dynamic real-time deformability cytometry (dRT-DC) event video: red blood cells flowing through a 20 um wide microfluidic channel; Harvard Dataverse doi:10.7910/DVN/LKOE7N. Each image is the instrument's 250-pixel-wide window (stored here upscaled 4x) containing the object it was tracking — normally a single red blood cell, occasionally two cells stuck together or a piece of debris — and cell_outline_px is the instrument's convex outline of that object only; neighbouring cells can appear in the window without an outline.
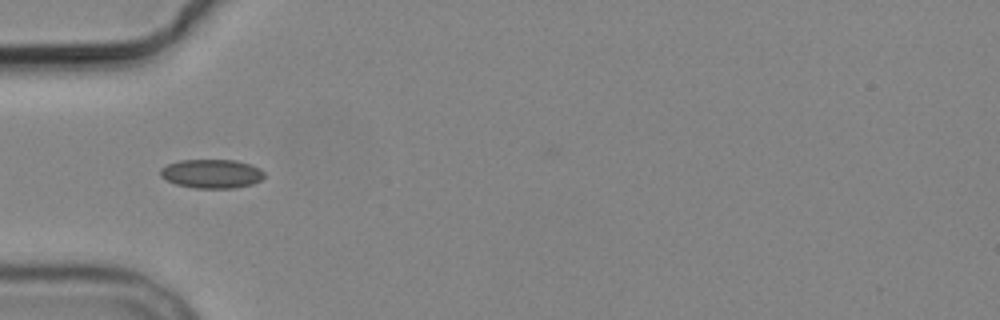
{"species": "common noctule bat (a hibernating species)", "species_latin": "Nyctalus noctula", "temperature_condition": "cold", "stored_images_in_passage": 1, "camera_frame_rate_fps": 3000, "um_per_image_px": 0.085, "animal": {"sex": "male", "body_mass_g": 19.2, "forearm_length_mm": 51.8}, "frame": {"image": 1, "passage_image": 1, "time_ms": 0.0, "image_size_px": [1000, 320], "cell_outline_px": [[264, 176], [260, 180], [252, 184], [236, 188], [192, 188], [176, 184], [160, 176], [160, 168], [168, 164], [180, 160], [236, 160], [252, 164], [260, 168], [264, 172]], "centroid_in_image_um": [18.01, 14.76], "position_along_channel_um": 67.0, "area_um2": 17.63}}